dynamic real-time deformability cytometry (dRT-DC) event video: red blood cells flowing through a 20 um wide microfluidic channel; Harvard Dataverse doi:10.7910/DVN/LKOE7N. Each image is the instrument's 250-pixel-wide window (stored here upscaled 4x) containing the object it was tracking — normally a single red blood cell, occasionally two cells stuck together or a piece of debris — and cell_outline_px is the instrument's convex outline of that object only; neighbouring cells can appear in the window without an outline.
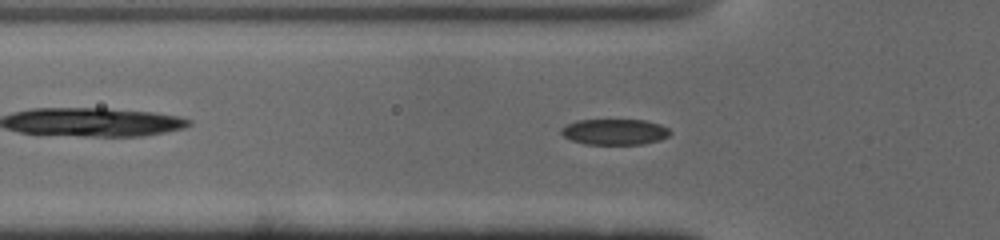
{"species": "common noctule bat (a hibernating species)", "species_latin": "Nyctalus noctula", "temperature_condition": "cold", "stored_images_in_passage": 48, "camera_frame_rate_fps": 3000, "um_per_image_px": 0.085, "animal": {"sex": "male", "body_mass_g": 19.0, "forearm_length_mm": 50.8}, "frame": {"image": 1, "passage_image": 15, "time_ms": 4.667, "image_size_px": [1000, 240], "cell_outline_px": [[672, 132], [668, 136], [660, 140], [644, 144], [584, 144], [572, 140], [564, 136], [560, 132], [560, 128], [576, 120], [644, 120], [660, 124], [668, 128]], "centroid_in_image_um": [52.26, 11.21], "position_along_channel_um": 73.5, "area_um2": 16.42}}
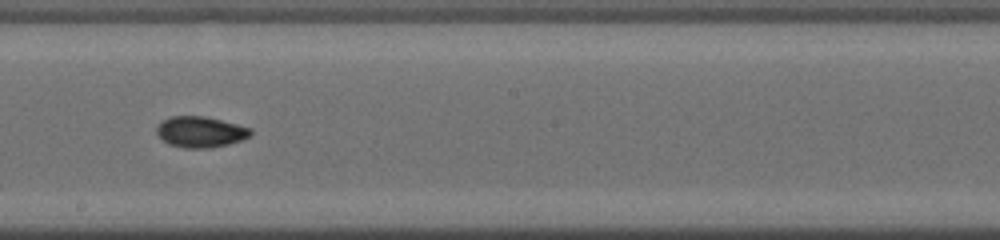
{"frame": {"image": 2, "passage_image": 27, "time_ms": 8.667, "image_size_px": [1000, 240], "cell_outline_px": [[252, 136], [228, 144], [208, 148], [184, 148], [168, 144], [156, 132], [156, 128], [164, 120], [172, 116], [204, 116], [252, 128]], "centroid_in_image_um": [17.06, 11.22], "position_along_channel_um": 231.1, "area_um2": 16.76}}
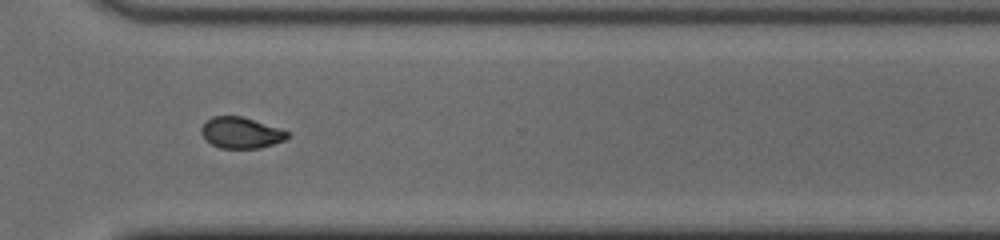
{"frame": {"image": 3, "passage_image": 36, "time_ms": 11.667, "image_size_px": [1000, 240], "cell_outline_px": [[288, 136], [284, 140], [260, 148], [220, 148], [212, 144], [200, 132], [200, 128], [212, 116], [240, 116], [280, 128], [288, 132]], "centroid_in_image_um": [20.47, 11.28], "position_along_channel_um": 350.1, "area_um2": 15.32}, "authors_computed_cell_mechanics": {"area_um2": 16.0395, "velocity_mm_per_s": 3.94, "shape_relaxation_time_tau1_ms": 3.1837, "shape_relaxation_time_tau2_ms": 2.6584, "deformation_change_tau1": 0.1292, "deformation_change_tau2": 0.063}}